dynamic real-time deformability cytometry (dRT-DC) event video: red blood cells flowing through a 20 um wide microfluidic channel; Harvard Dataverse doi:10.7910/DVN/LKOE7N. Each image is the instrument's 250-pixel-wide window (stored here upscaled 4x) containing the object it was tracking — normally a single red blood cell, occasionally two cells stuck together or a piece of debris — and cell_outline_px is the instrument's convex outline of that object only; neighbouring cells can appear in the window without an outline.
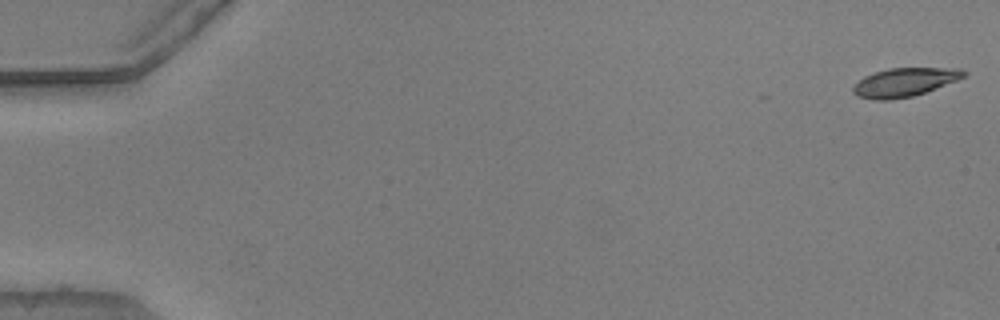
{"species": "common noctule bat (a hibernating species)", "species_latin": "Nyctalus noctula", "temperature_condition": "warm", "stored_images_in_passage": 54, "camera_frame_rate_fps": 3000, "um_per_image_px": 0.085, "animal": {"sex": "male", "body_mass_g": 20.5, "forearm_length_mm": 52.5}, "frame": {"image": 1, "passage_image": 1, "time_ms": 0.0, "image_size_px": [1000, 320], "cell_outline_px": [[968, 72], [964, 76], [956, 80], [924, 92], [912, 96], [888, 100], [876, 100], [856, 96], [852, 92], [852, 88], [864, 76], [888, 68], [960, 68]], "centroid_in_image_um": [76.86, 6.98], "position_along_channel_um": 8.1, "area_um2": 18.21}}
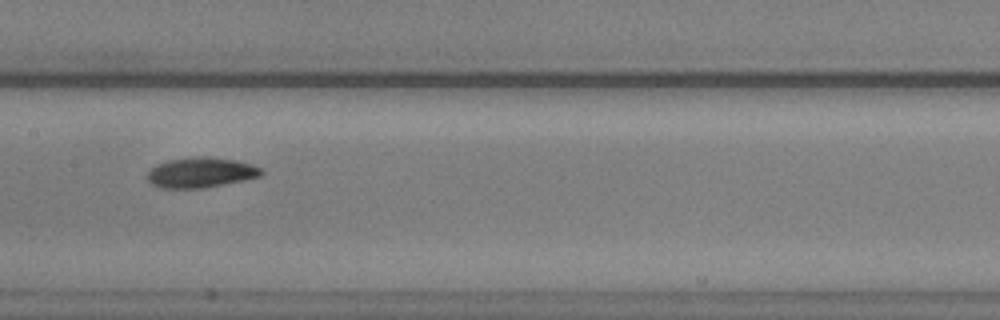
{"frame": {"image": 2, "passage_image": 28, "time_ms": 9.0, "image_size_px": [1000, 320], "cell_outline_px": [[264, 172], [260, 176], [244, 180], [204, 188], [160, 188], [152, 184], [148, 180], [148, 172], [156, 164], [168, 160], [196, 156], [208, 156], [236, 160], [252, 164], [260, 168]], "centroid_in_image_um": [17.07, 14.66], "position_along_channel_um": 190.3, "area_um2": 20.11}}
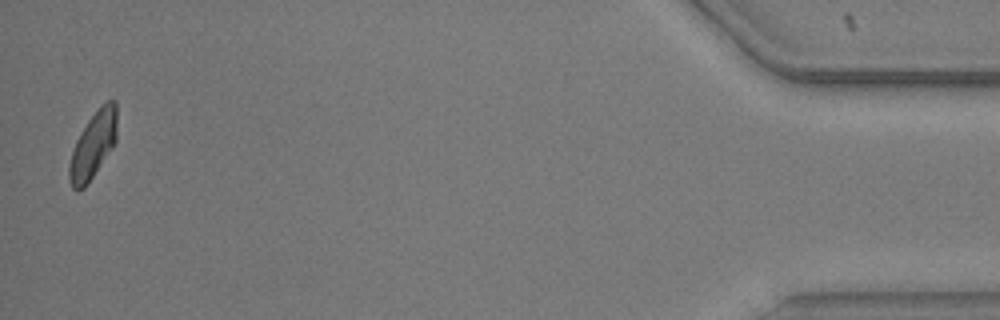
{"frame": {"image": 3, "passage_image": 53, "time_ms": 17.333, "image_size_px": [1000, 320], "cell_outline_px": [[116, 140], [112, 148], [88, 184], [84, 188], [76, 192], [72, 188], [68, 176], [68, 168], [72, 152], [76, 140], [80, 132], [88, 120], [100, 104], [108, 100], [116, 100]], "centroid_in_image_um": [7.9, 12.34], "position_along_channel_um": 427.3, "area_um2": 18.61}, "authors_computed_cell_mechanics": {"area_um2": 19.5653, "velocity_mm_per_s": 3.842, "shape_relaxation_time_tau1_ms": 3.9981, "shape_relaxation_time_tau2_ms": 3.8304, "deformation_change_tau1": 0.1338, "deformation_change_tau2": 0.0865}}